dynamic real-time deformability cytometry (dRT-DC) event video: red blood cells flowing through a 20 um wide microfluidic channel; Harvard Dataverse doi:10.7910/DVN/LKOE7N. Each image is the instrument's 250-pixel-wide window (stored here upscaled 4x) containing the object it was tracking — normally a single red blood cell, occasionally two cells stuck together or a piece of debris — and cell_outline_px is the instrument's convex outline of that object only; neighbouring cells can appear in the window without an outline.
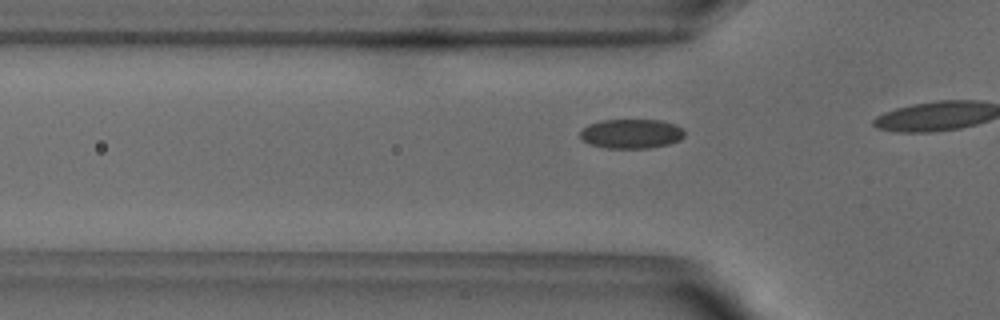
{"species": "common noctule bat (a hibernating species)", "species_latin": "Nyctalus noctula", "temperature_condition": "warm", "stored_images_in_passage": 16, "camera_frame_rate_fps": 3000, "um_per_image_px": 0.085, "animal": {"sex": "male", "body_mass_g": 18.8}, "frame": {"image": 1, "passage_image": 13, "time_ms": 4.0, "image_size_px": [1000, 320], "cell_outline_px": [[684, 136], [680, 140], [668, 144], [648, 148], [604, 148], [592, 144], [584, 140], [580, 136], [580, 132], [588, 124], [600, 120], [660, 120], [676, 124], [684, 128]], "centroid_in_image_um": [53.69, 11.36], "position_along_channel_um": 72.1, "area_um2": 17.92}}